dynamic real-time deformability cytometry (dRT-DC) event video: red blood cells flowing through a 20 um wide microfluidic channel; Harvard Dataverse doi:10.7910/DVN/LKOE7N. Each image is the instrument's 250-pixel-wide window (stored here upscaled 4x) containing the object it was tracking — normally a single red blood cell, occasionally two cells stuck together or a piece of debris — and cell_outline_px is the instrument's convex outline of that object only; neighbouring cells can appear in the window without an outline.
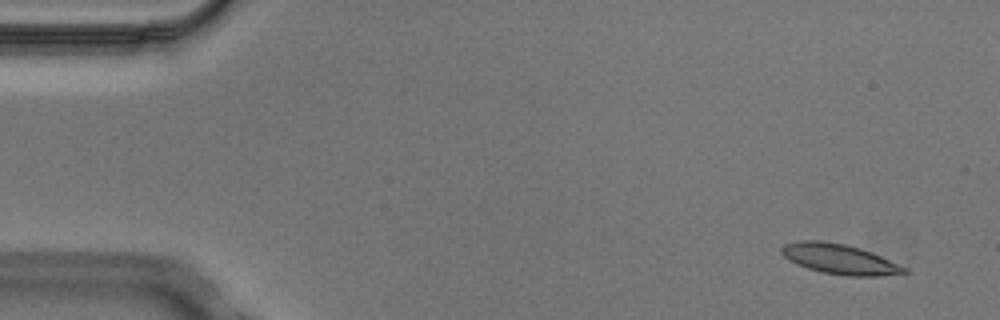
{"species": "Egyptian fruit bat (a non-hibernating species)", "species_latin": "Rousettus aegyptiacus", "temperature_condition": "cold", "stored_images_in_passage": 4, "camera_frame_rate_fps": 3000, "um_per_image_px": 0.085, "animal": {"sex": "male"}, "frame": {"image": 1, "passage_image": 1, "time_ms": 0.0, "image_size_px": [1000, 320], "cell_outline_px": [[908, 272], [876, 276], [844, 276], [824, 272], [808, 268], [796, 264], [784, 256], [780, 252], [780, 248], [784, 244], [800, 240], [820, 240], [844, 244], [860, 248], [880, 256], [908, 268]], "centroid_in_image_um": [71.33, 22.01], "position_along_channel_um": 13.7, "area_um2": 21.33}}
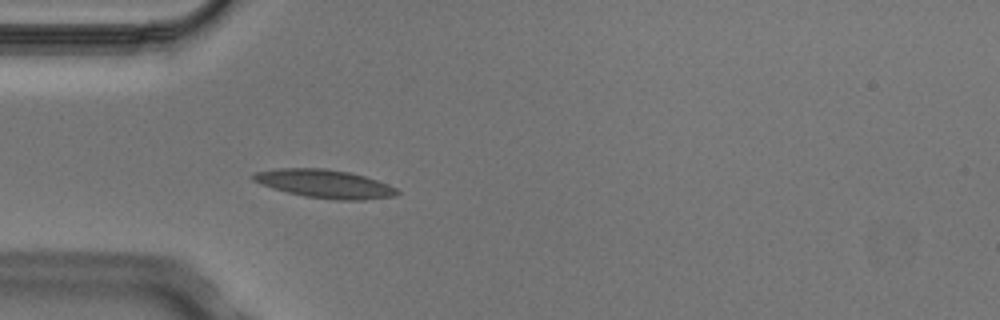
{"frame": {"image": 2, "passage_image": 4, "time_ms": 1.0, "image_size_px": [1000, 320], "cell_outline_px": [[400, 192], [392, 196], [364, 200], [336, 200], [304, 196], [272, 188], [260, 184], [252, 180], [252, 176], [256, 172], [280, 168], [324, 168], [352, 172], [388, 184], [396, 188]], "centroid_in_image_um": [27.6, 15.62], "position_along_channel_um": 57.4, "area_um2": 23.7}}